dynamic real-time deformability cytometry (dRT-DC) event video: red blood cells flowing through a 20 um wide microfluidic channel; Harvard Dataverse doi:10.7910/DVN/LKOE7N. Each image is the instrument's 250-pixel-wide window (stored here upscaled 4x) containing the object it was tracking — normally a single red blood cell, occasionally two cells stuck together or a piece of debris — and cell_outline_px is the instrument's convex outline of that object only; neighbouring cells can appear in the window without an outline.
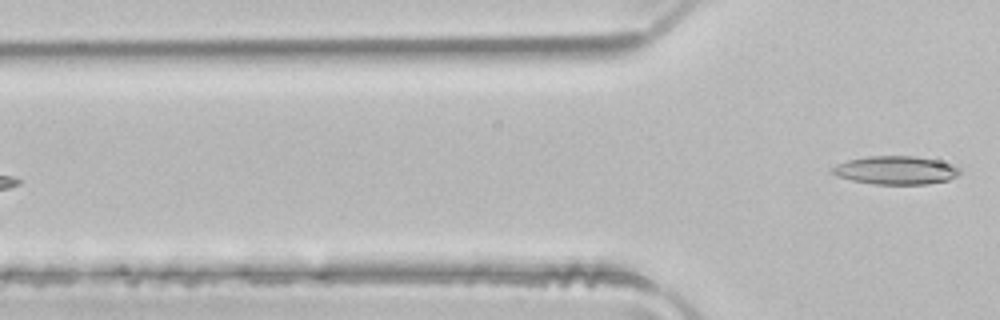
{"species": "common noctule bat (a hibernating species)", "species_latin": "Nyctalus noctula", "temperature_condition": "room temperature", "stored_images_in_passage": 5, "camera_frame_rate_fps": 3000, "um_per_image_px": 0.085, "animal": {"sex": "male", "body_mass_g": 21.5, "forearm_length_mm": 52.0}, "frame": {"image": 1, "passage_image": 5, "time_ms": 1.333, "image_size_px": [1000, 320], "cell_outline_px": [[960, 172], [956, 176], [948, 180], [928, 184], [872, 184], [852, 180], [836, 176], [832, 172], [832, 168], [836, 164], [848, 160], [868, 156], [916, 156], [956, 164], [960, 168]], "centroid_in_image_um": [76.16, 14.47], "position_along_channel_um": 49.6, "area_um2": 21.15}}